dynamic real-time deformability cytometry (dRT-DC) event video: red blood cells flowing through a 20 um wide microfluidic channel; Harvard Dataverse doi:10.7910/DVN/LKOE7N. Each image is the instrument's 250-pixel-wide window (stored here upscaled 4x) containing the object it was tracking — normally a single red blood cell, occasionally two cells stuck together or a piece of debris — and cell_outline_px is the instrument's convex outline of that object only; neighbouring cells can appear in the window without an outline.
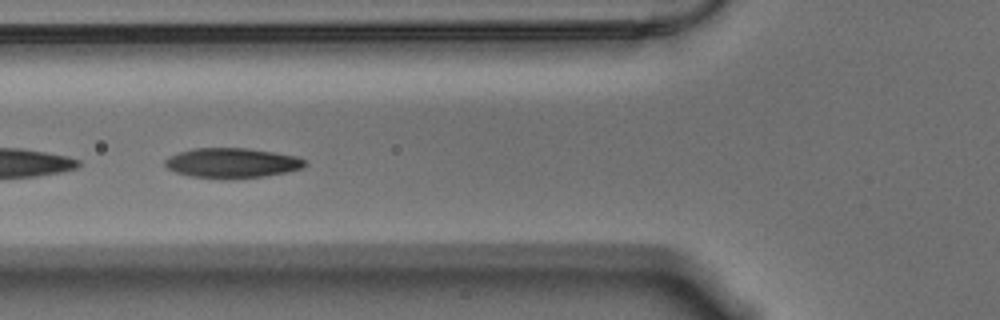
{"species": "Egyptian fruit bat (a non-hibernating species)", "species_latin": "Rousettus aegyptiacus", "temperature_condition": "warm", "stored_images_in_passage": 23, "camera_frame_rate_fps": 3000, "um_per_image_px": 0.085, "animal": {"sex": "male"}, "frame": {"image": 1, "passage_image": 19, "time_ms": 6.0, "image_size_px": [1000, 320], "cell_outline_px": [[308, 164], [300, 168], [288, 172], [264, 176], [224, 180], [188, 176], [176, 172], [168, 168], [164, 164], [164, 160], [168, 156], [192, 148], [248, 148], [296, 156], [304, 160]], "centroid_in_image_um": [19.68, 13.86], "position_along_channel_um": 106.1, "area_um2": 24.62}}